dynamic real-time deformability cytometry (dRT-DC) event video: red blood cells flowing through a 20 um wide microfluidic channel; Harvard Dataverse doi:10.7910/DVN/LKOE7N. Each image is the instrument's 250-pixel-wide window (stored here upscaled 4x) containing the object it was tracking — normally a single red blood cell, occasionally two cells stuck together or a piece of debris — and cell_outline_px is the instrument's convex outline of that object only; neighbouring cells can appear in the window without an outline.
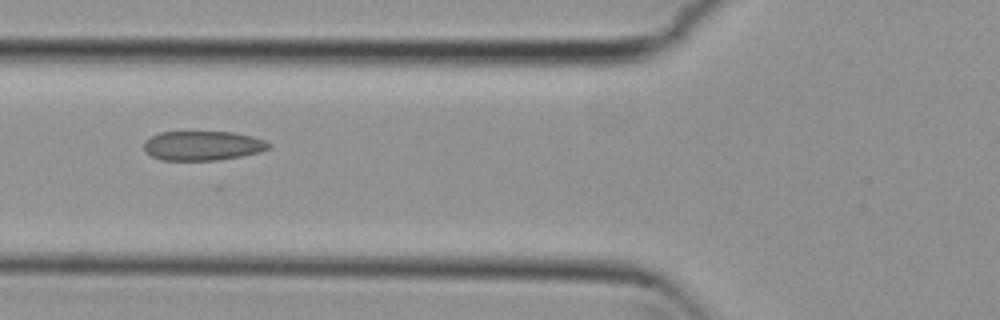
{"species": "common noctule bat (a hibernating species)", "species_latin": "Nyctalus noctula", "temperature_condition": "cold", "stored_images_in_passage": 6, "camera_frame_rate_fps": 3000, "um_per_image_px": 0.085, "animal": {"sex": "female", "body_mass_g": 29.2, "forearm_length_mm": 56.3}, "frame": {"image": 1, "passage_image": 2, "time_ms": 0.333, "image_size_px": [1000, 320], "cell_outline_px": [[272, 148], [260, 152], [240, 156], [216, 160], [160, 160], [152, 156], [144, 148], [144, 140], [160, 132], [232, 132], [252, 136], [264, 140], [272, 144]], "centroid_in_image_um": [17.25, 12.38], "position_along_channel_um": 108.5, "area_um2": 21.39}}
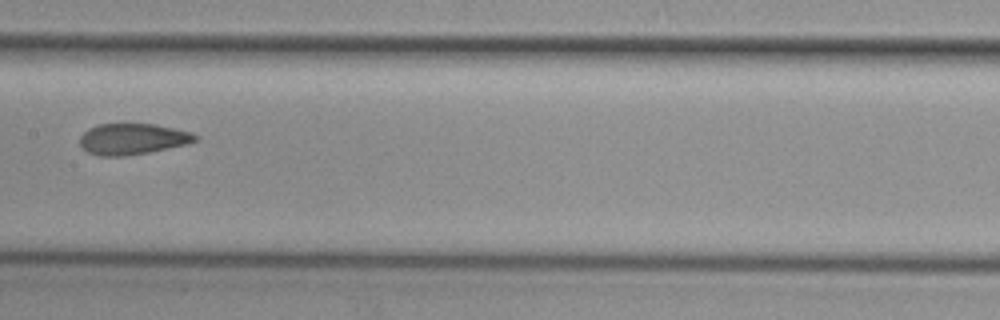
{"frame": {"image": 2, "passage_image": 4, "time_ms": 1.0, "image_size_px": [1000, 320], "cell_outline_px": [[196, 140], [188, 144], [148, 152], [124, 156], [100, 156], [88, 152], [80, 144], [80, 136], [88, 128], [100, 124], [156, 124], [192, 132], [196, 136]], "centroid_in_image_um": [11.26, 11.81], "position_along_channel_um": 196.1, "area_um2": 20.75}}
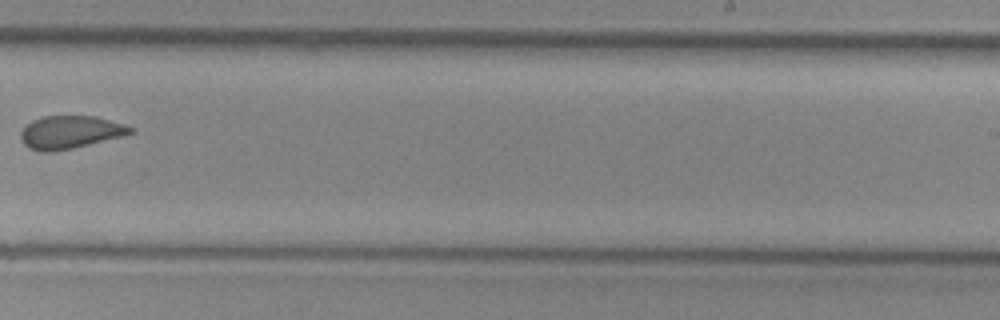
{"frame": {"image": 3, "passage_image": 6, "time_ms": 1.667, "image_size_px": [1000, 320], "cell_outline_px": [[136, 132], [124, 136], [72, 148], [52, 152], [44, 152], [28, 148], [20, 140], [20, 132], [32, 120], [40, 116], [96, 116], [124, 124], [136, 128]], "centroid_in_image_um": [5.99, 11.23], "position_along_channel_um": 283.0, "area_um2": 21.21}}